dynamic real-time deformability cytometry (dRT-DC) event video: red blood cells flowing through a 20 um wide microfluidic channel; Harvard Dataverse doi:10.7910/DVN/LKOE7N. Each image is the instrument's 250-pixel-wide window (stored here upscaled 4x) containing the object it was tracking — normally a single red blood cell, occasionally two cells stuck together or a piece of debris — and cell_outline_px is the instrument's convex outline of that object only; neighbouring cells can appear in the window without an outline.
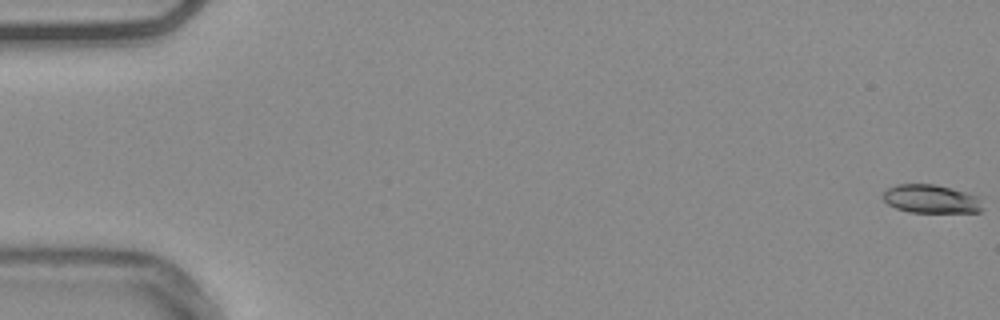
{"species": "common noctule bat (a hibernating species)", "species_latin": "Nyctalus noctula", "temperature_condition": "warm", "stored_images_in_passage": 56, "camera_frame_rate_fps": 3000, "um_per_image_px": 0.085, "animal": {"sex": "male", "body_mass_g": 20.4}, "frame": {"image": 1, "passage_image": 1, "time_ms": 0.0, "image_size_px": [1000, 320], "cell_outline_px": [[984, 208], [980, 212], [908, 212], [896, 208], [888, 204], [884, 200], [884, 192], [888, 188], [896, 184], [936, 184], [964, 192], [976, 196]], "centroid_in_image_um": [79.12, 16.91], "position_along_channel_um": 5.9, "area_um2": 16.36}}
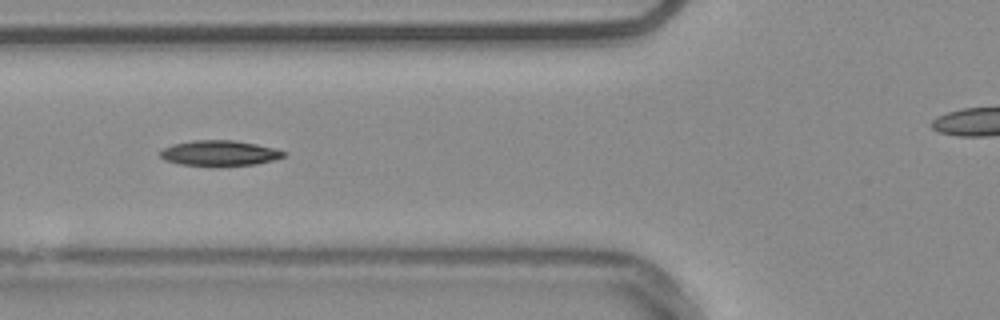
{"frame": {"image": 2, "passage_image": 22, "time_ms": 7.0, "image_size_px": [1000, 320], "cell_outline_px": [[288, 152], [284, 156], [272, 160], [256, 164], [220, 168], [180, 164], [164, 160], [160, 156], [160, 152], [164, 148], [172, 144], [196, 140], [232, 140], [256, 144]], "centroid_in_image_um": [18.64, 13.05], "position_along_channel_um": 107.2, "area_um2": 18.67}}
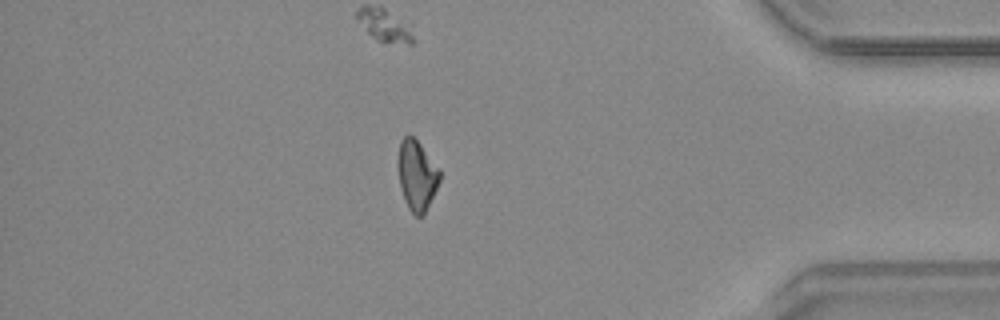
{"frame": {"image": 3, "passage_image": 48, "time_ms": 15.667, "image_size_px": [1000, 320], "cell_outline_px": [[440, 180], [424, 216], [416, 216], [408, 208], [404, 200], [400, 188], [396, 164], [396, 160], [400, 140], [408, 132], [420, 144], [440, 168]], "centroid_in_image_um": [35.4, 14.88], "position_along_channel_um": 399.8, "area_um2": 17.51}, "authors_computed_cell_mechanics": {"area_um2": 17.4845, "velocity_mm_per_s": 3.7767, "shape_relaxation_time_tau1_ms": 10.4239, "shape_relaxation_time_tau2_ms": null, "deformation_change_tau1": 0.1936, "deformation_change_tau2": null}}